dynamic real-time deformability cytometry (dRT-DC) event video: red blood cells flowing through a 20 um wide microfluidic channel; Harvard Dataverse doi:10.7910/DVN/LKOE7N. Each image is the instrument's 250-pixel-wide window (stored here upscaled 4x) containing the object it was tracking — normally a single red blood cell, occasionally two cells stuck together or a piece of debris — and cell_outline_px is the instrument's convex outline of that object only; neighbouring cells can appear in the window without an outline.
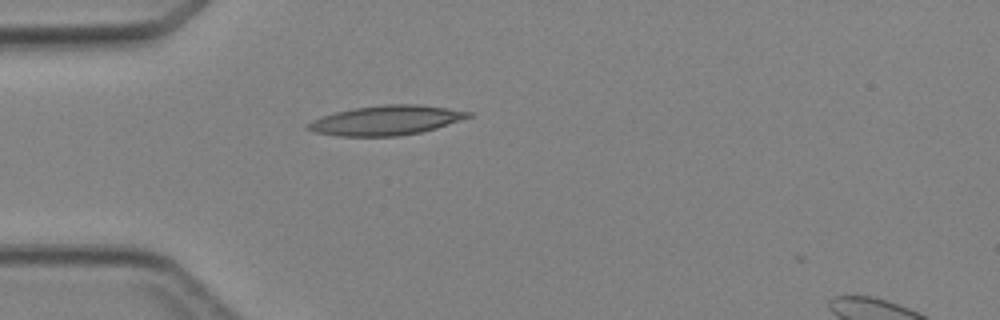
{"species": "Egyptian fruit bat (a non-hibernating species)", "species_latin": "Rousettus aegyptiacus", "temperature_condition": "cold", "stored_images_in_passage": 1, "camera_frame_rate_fps": 3000, "um_per_image_px": 0.085, "animal": {"sex": "female"}, "frame": {"image": 1, "passage_image": 1, "time_ms": 0.0, "image_size_px": [1000, 320], "cell_outline_px": [[472, 116], [436, 128], [420, 132], [396, 136], [340, 136], [316, 132], [304, 128], [304, 124], [312, 120], [336, 112], [356, 108], [384, 104], [420, 104], [448, 108], [472, 112]], "centroid_in_image_um": [32.81, 10.22], "position_along_channel_um": 52.2, "area_um2": 27.46}}